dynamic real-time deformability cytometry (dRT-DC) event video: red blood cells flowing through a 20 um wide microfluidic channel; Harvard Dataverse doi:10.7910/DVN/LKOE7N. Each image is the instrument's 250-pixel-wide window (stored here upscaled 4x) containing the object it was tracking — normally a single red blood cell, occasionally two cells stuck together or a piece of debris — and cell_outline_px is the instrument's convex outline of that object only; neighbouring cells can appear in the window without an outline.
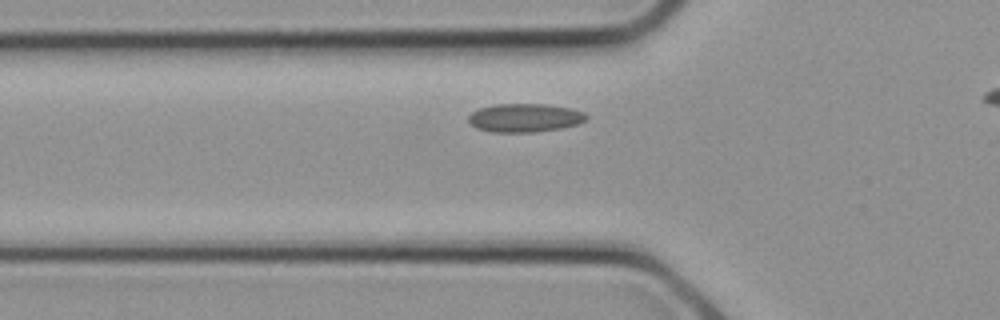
{"species": "common noctule bat (a hibernating species)", "species_latin": "Nyctalus noctula", "temperature_condition": "cold", "stored_images_in_passage": 10, "camera_frame_rate_fps": 3000, "um_per_image_px": 0.085, "animal": {"sex": "female", "body_mass_g": 21.9}, "frame": {"image": 1, "passage_image": 6, "time_ms": 1.667, "image_size_px": [1000, 320], "cell_outline_px": [[588, 116], [584, 120], [576, 124], [560, 128], [532, 132], [492, 132], [476, 128], [468, 120], [468, 116], [472, 112], [480, 108], [496, 104], [544, 104], [572, 108], [584, 112]], "centroid_in_image_um": [44.59, 10.01], "position_along_channel_um": 81.2, "area_um2": 19.42}}
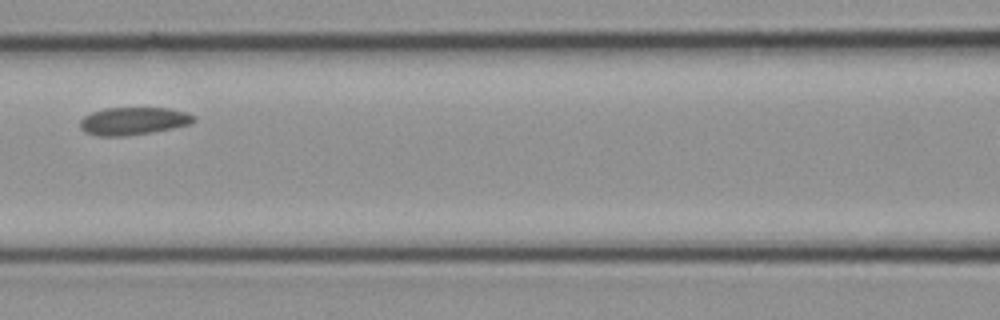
{"frame": {"image": 2, "passage_image": 9, "time_ms": 2.667, "image_size_px": [1000, 320], "cell_outline_px": [[196, 120], [192, 124], [152, 132], [128, 136], [96, 136], [84, 132], [80, 128], [80, 120], [84, 116], [92, 112], [104, 108], [168, 108], [188, 112], [196, 116]], "centroid_in_image_um": [11.35, 10.29], "position_along_channel_um": 155.2, "area_um2": 18.61}}